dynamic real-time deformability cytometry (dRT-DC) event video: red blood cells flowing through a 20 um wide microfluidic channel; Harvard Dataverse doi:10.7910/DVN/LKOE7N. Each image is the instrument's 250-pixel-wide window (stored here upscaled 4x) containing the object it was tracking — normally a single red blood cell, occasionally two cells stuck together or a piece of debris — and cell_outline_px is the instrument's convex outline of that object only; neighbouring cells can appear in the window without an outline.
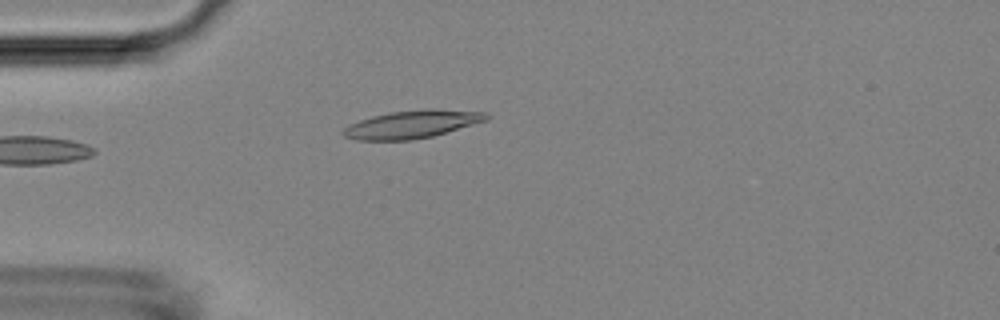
{"species": "Egyptian fruit bat (a non-hibernating species)", "species_latin": "Rousettus aegyptiacus", "temperature_condition": "room temperature", "stored_images_in_passage": 3, "camera_frame_rate_fps": 3000, "um_per_image_px": 0.085, "animal": {"sex": "female"}, "frame": {"image": 1, "passage_image": 3, "time_ms": 2.667, "image_size_px": [1000, 320], "cell_outline_px": [[492, 116], [488, 120], [432, 136], [412, 140], [356, 140], [344, 136], [340, 132], [348, 124], [372, 116], [388, 112], [428, 108], [432, 108], [484, 112]], "centroid_in_image_um": [35.01, 10.55], "position_along_channel_um": 50.0, "area_um2": 23.41}}